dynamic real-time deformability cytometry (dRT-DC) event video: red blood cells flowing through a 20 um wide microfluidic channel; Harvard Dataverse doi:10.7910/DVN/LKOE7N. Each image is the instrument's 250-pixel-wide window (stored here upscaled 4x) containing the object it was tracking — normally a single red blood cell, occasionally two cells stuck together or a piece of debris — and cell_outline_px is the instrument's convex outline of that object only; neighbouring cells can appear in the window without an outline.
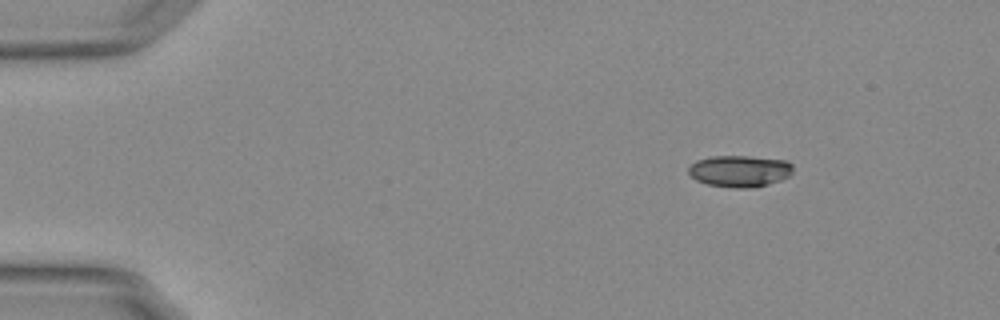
{"species": "Egyptian fruit bat (a non-hibernating species)", "species_latin": "Rousettus aegyptiacus", "temperature_condition": "warm", "stored_images_in_passage": 48, "camera_frame_rate_fps": 3000, "um_per_image_px": 0.085, "animal": {"sex": "female"}, "frame": {"image": 1, "passage_image": 1, "time_ms": 0.0, "image_size_px": [1000, 320], "cell_outline_px": [[792, 172], [788, 176], [780, 180], [756, 188], [736, 188], [708, 184], [696, 180], [688, 172], [688, 168], [696, 160], [712, 156], [748, 156], [788, 160], [792, 164]], "centroid_in_image_um": [62.89, 14.54], "position_along_channel_um": 22.1, "area_um2": 19.31}}
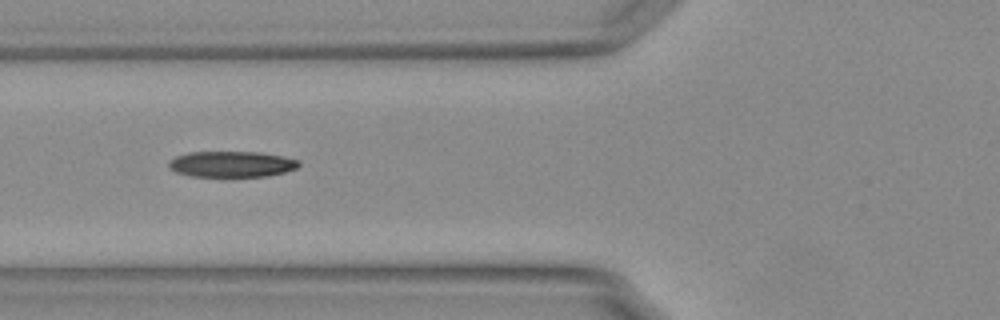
{"frame": {"image": 2, "passage_image": 15, "time_ms": 4.667, "image_size_px": [1000, 320], "cell_outline_px": [[300, 164], [296, 168], [284, 172], [264, 176], [192, 176], [176, 172], [168, 164], [176, 156], [188, 152], [260, 152], [280, 156], [296, 160]], "centroid_in_image_um": [19.67, 13.94], "position_along_channel_um": 106.1, "area_um2": 19.19}}
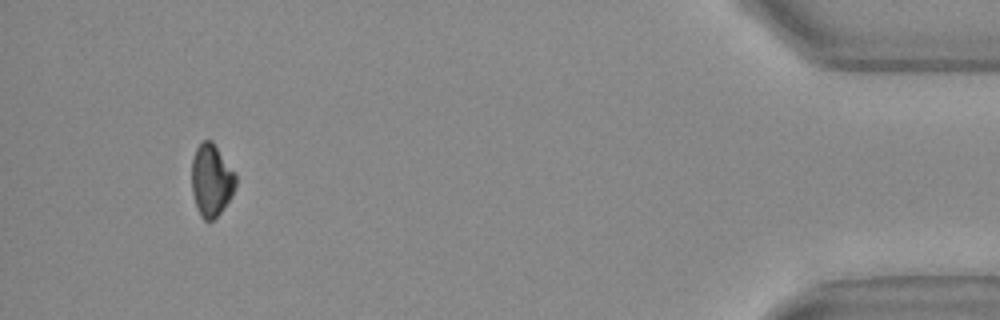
{"frame": {"image": 3, "passage_image": 45, "time_ms": 14.667, "image_size_px": [1000, 320], "cell_outline_px": [[236, 188], [232, 196], [220, 212], [212, 220], [204, 220], [200, 216], [192, 192], [192, 160], [196, 148], [204, 140], [212, 140], [236, 176]], "centroid_in_image_um": [17.96, 15.33], "position_along_channel_um": 417.2, "area_um2": 18.26}, "authors_computed_cell_mechanics": {"area_um2": 19.9699, "velocity_mm_per_s": 3.7852, "shape_relaxation_time_tau1_ms": 5.0046, "shape_relaxation_time_tau2_ms": null, "deformation_change_tau1": 0.148, "deformation_change_tau2": null}}